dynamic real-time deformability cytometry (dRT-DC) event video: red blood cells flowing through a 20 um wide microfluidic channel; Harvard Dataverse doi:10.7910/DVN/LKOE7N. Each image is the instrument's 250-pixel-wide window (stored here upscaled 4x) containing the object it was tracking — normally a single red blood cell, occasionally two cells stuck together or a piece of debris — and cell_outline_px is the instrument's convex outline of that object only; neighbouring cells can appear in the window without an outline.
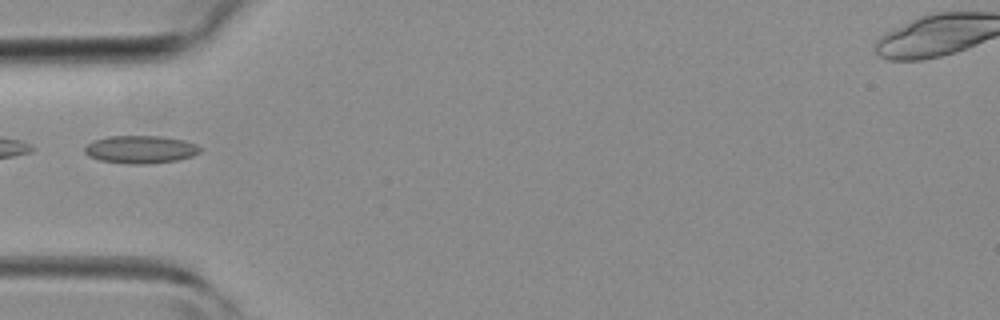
{"species": "common noctule bat (a hibernating species)", "species_latin": "Nyctalus noctula", "temperature_condition": "room temperature", "stored_images_in_passage": 30, "camera_frame_rate_fps": 3000, "um_per_image_px": 0.085, "animal": {"sex": "female", "body_mass_g": 19.3, "forearm_length_mm": 54.1}, "frame": {"image": 1, "passage_image": 1, "time_ms": 0.0, "image_size_px": [1000, 320], "cell_outline_px": [[200, 152], [192, 156], [176, 160], [148, 164], [128, 164], [100, 160], [88, 156], [84, 152], [84, 148], [88, 144], [96, 140], [108, 136], [160, 136], [184, 140], [196, 144], [200, 148]], "centroid_in_image_um": [11.94, 12.7], "position_along_channel_um": 73.1, "area_um2": 18.61}}
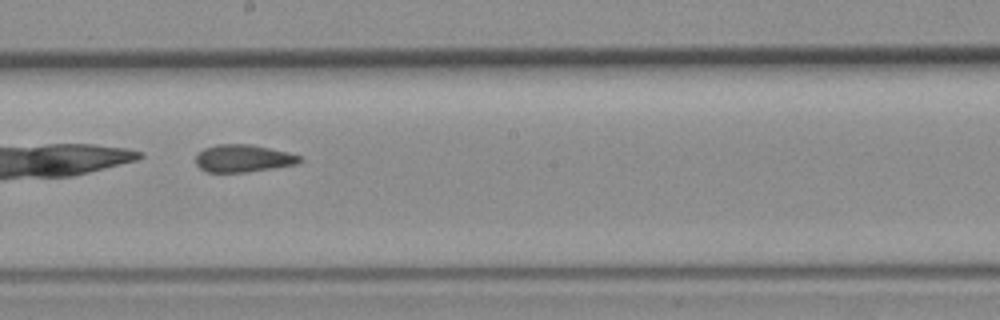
{"frame": {"image": 2, "passage_image": 11, "time_ms": 3.333, "image_size_px": [1000, 320], "cell_outline_px": [[304, 160], [300, 164], [244, 172], [208, 172], [200, 168], [196, 164], [196, 156], [204, 148], [216, 144], [252, 144], [288, 152], [300, 156]], "centroid_in_image_um": [20.7, 13.45], "position_along_channel_um": 227.5, "area_um2": 16.7}}
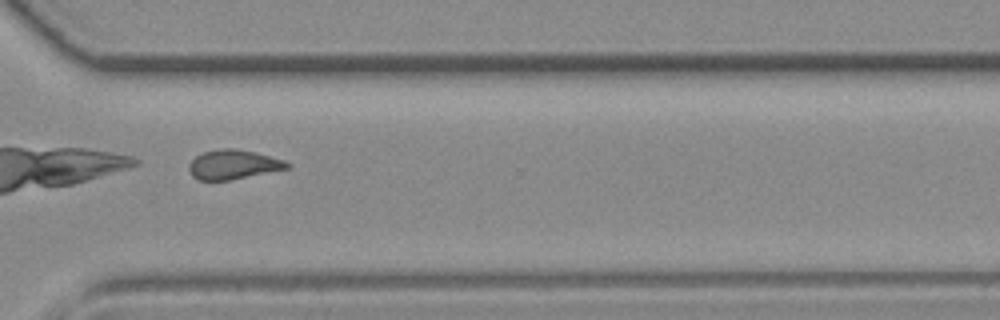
{"frame": {"image": 3, "passage_image": 19, "time_ms": 6.0, "image_size_px": [1000, 320], "cell_outline_px": [[292, 164], [288, 168], [228, 180], [200, 180], [192, 176], [188, 168], [188, 164], [196, 156], [204, 152], [224, 148], [236, 148], [256, 152], [284, 160]], "centroid_in_image_um": [19.82, 13.97], "position_along_channel_um": 350.8, "area_um2": 16.65}}